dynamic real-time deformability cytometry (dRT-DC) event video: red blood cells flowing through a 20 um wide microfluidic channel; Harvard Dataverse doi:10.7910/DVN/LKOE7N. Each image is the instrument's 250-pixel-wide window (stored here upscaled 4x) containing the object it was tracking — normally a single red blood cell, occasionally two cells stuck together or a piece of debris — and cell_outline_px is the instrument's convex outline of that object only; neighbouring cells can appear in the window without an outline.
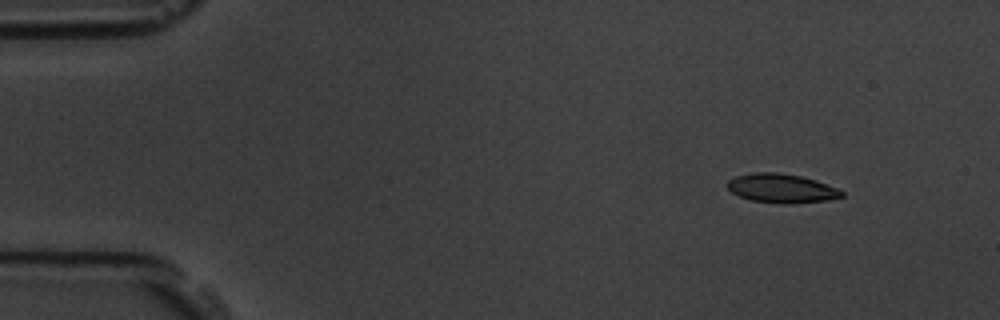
{"species": "common noctule bat (a hibernating species)", "species_latin": "Nyctalus noctula", "temperature_condition": "room temperature", "stored_images_in_passage": 5, "camera_frame_rate_fps": 3000, "um_per_image_px": 0.085, "animal": {"sex": "male", "body_mass_g": 19.5, "forearm_length_mm": 54.6}, "frame": {"image": 1, "passage_image": 2, "time_ms": 1.333, "image_size_px": [1000, 320], "cell_outline_px": [[844, 196], [828, 200], [788, 204], [784, 204], [752, 200], [740, 196], [732, 192], [724, 184], [728, 180], [736, 176], [752, 172], [776, 172], [800, 176], [816, 180], [840, 188], [844, 192]], "centroid_in_image_um": [66.45, 16.0], "position_along_channel_um": 18.6, "area_um2": 19.48}}
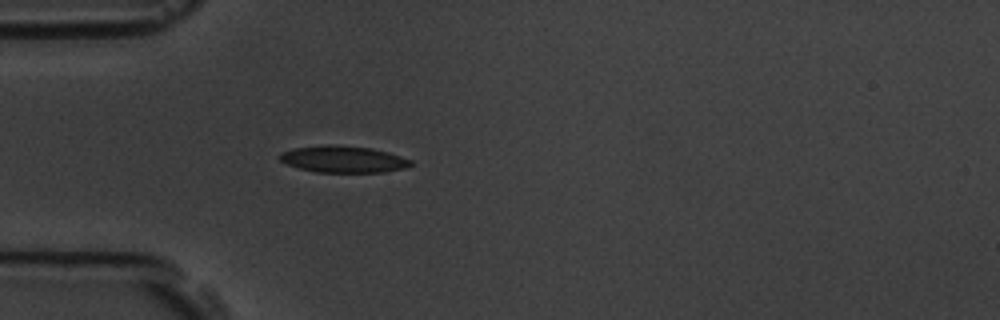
{"frame": {"image": 2, "passage_image": 5, "time_ms": 4.667, "image_size_px": [1000, 320], "cell_outline_px": [[412, 164], [404, 168], [384, 172], [316, 172], [300, 168], [288, 164], [280, 160], [280, 156], [284, 152], [292, 148], [324, 144], [336, 144], [372, 148], [388, 152], [412, 160]], "centroid_in_image_um": [29.19, 13.52], "position_along_channel_um": 55.8, "area_um2": 20.35}}